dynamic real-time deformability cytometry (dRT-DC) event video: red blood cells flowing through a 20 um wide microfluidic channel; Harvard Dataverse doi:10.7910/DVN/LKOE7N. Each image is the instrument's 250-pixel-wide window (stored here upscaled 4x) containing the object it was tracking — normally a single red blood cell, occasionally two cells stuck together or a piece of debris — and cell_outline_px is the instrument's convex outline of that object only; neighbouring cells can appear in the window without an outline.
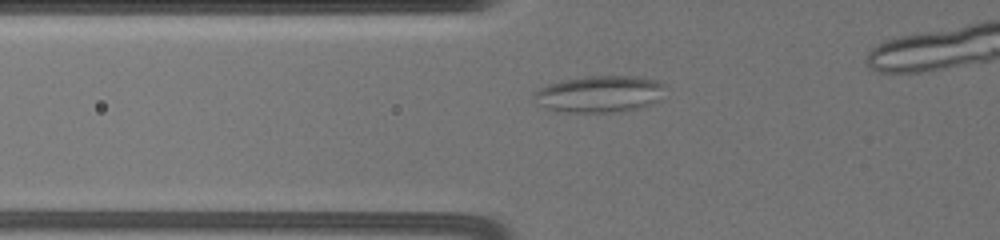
{"species": "common noctule bat (a hibernating species)", "species_latin": "Nyctalus noctula", "temperature_condition": "warm", "stored_images_in_passage": 26, "camera_frame_rate_fps": 3000, "um_per_image_px": 0.085, "animal": {"sex": "female", "body_mass_g": 19.5, "forearm_length_mm": 54.1}, "frame": {"image": 1, "passage_image": 21, "time_ms": 4.667, "image_size_px": [1000, 240], "cell_outline_px": [[664, 84], [656, 100], [648, 104], [636, 108], [612, 112], [556, 112], [540, 104], [532, 96], [540, 88], [548, 84], [564, 80], [588, 76], [632, 76], [656, 80]], "centroid_in_image_um": [50.89, 7.99], "position_along_channel_um": 74.9, "area_um2": 27.34}}